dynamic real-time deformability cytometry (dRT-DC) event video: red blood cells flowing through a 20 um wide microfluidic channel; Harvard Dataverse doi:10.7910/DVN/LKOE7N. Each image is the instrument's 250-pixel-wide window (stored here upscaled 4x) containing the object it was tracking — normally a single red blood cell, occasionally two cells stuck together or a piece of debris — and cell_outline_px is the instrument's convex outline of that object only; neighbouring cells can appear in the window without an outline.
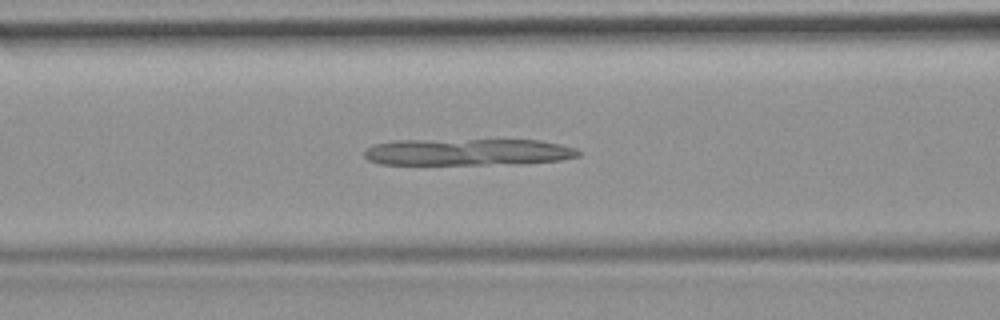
{"species": "common noctule bat (a hibernating species)", "species_latin": "Nyctalus noctula", "temperature_condition": "room temperature", "stored_images_in_passage": 52, "camera_frame_rate_fps": 3000, "um_per_image_px": 0.085, "animal": {"sex": "female", "body_mass_g": 19.9}, "frame": {"image": 1, "passage_image": 21, "time_ms": 6.667, "image_size_px": [1000, 320], "cell_outline_px": [[580, 156], [560, 160], [520, 164], [380, 164], [368, 160], [364, 156], [364, 148], [372, 144], [396, 140], [540, 140], [560, 144], [576, 148], [580, 152]], "centroid_in_image_um": [39.75, 12.92], "position_along_channel_um": 126.8, "area_um2": 33.7}}
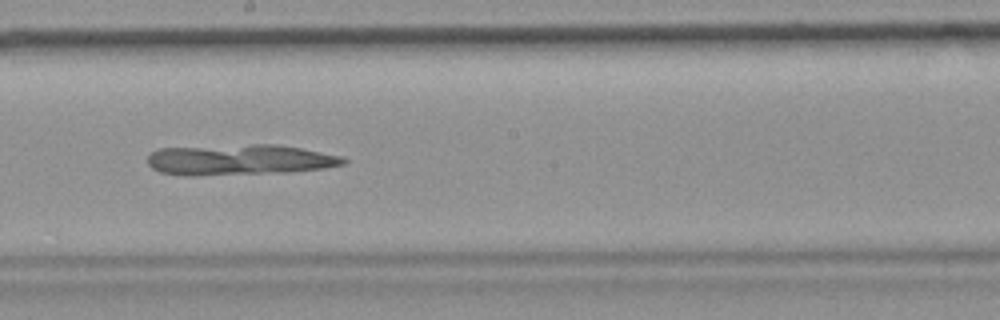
{"frame": {"image": 2, "passage_image": 29, "time_ms": 9.333, "image_size_px": [1000, 320], "cell_outline_px": [[348, 160], [344, 164], [324, 168], [288, 172], [192, 176], [184, 176], [160, 172], [152, 168], [148, 164], [148, 156], [152, 152], [160, 148], [252, 144], [280, 144], [344, 156]], "centroid_in_image_um": [20.38, 13.58], "position_along_channel_um": 227.8, "area_um2": 35.32}}
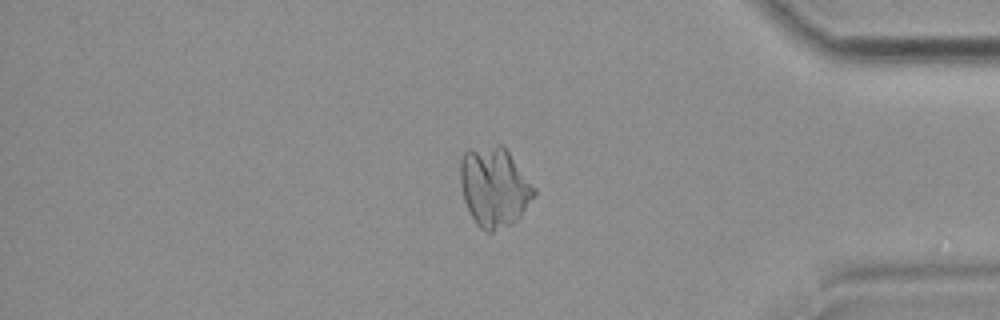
{"frame": {"image": 3, "passage_image": 44, "time_ms": 14.333, "image_size_px": [1000, 320], "cell_outline_px": [[536, 196], [520, 216], [512, 224], [492, 232], [488, 232], [480, 228], [476, 224], [464, 200], [460, 184], [460, 160], [464, 152], [468, 148], [496, 144], [504, 144], [536, 188]], "centroid_in_image_um": [42.02, 15.86], "position_along_channel_um": 393.2, "area_um2": 34.85}}